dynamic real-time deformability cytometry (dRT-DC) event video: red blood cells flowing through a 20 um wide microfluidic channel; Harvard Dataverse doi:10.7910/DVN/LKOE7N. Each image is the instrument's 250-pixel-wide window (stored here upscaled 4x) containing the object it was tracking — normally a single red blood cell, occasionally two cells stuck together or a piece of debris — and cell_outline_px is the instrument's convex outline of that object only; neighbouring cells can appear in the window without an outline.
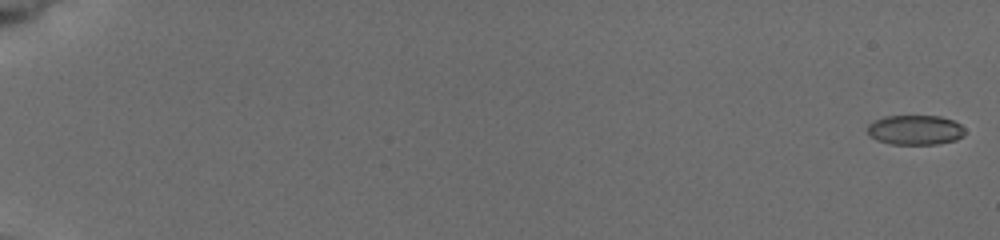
{"species": "common noctule bat (a hibernating species)", "species_latin": "Nyctalus noctula", "temperature_condition": "cold", "stored_images_in_passage": 14, "camera_frame_rate_fps": 3000, "um_per_image_px": 0.085, "animal": {"sex": "female", "body_mass_g": 19.5, "forearm_length_mm": 54.1}, "frame": {"image": 1, "passage_image": 1, "time_ms": 0.0, "image_size_px": [1000, 240], "cell_outline_px": [[964, 132], [956, 140], [936, 144], [892, 144], [876, 140], [868, 132], [868, 124], [884, 116], [940, 116], [952, 120], [960, 124], [964, 128]], "centroid_in_image_um": [77.78, 11.04], "position_along_channel_um": 7.2, "area_um2": 16.7}}
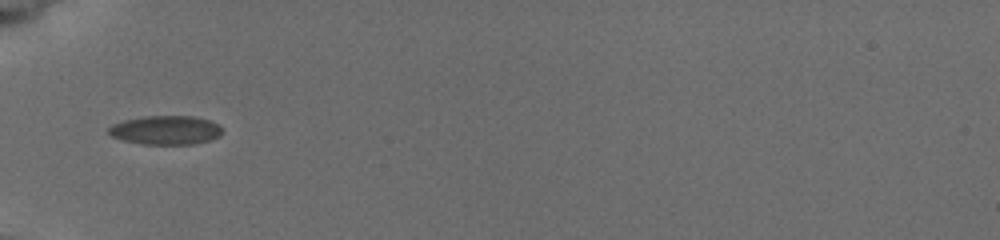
{"frame": {"image": 2, "passage_image": 10, "time_ms": 7.0, "image_size_px": [1000, 240], "cell_outline_px": [[220, 136], [208, 140], [192, 144], [144, 144], [124, 140], [112, 136], [108, 132], [108, 128], [112, 124], [124, 120], [144, 116], [192, 116], [208, 120], [216, 124], [220, 128]], "centroid_in_image_um": [14.04, 11.05], "position_along_channel_um": 71.0, "area_um2": 18.84}}
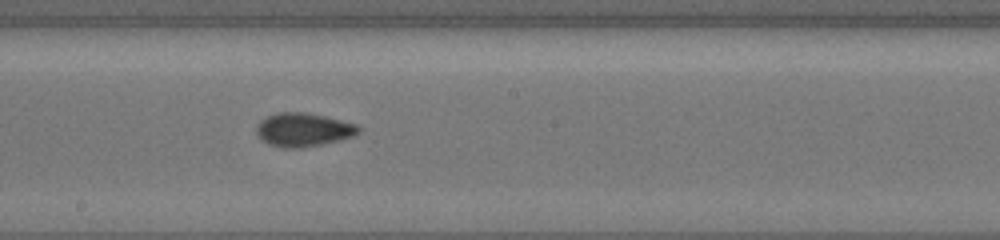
{"frame": {"image": 3, "passage_image": 14, "time_ms": 11.0, "image_size_px": [1000, 240], "cell_outline_px": [[360, 132], [352, 136], [340, 140], [300, 148], [284, 148], [268, 144], [256, 132], [256, 128], [260, 120], [268, 116], [280, 112], [304, 112], [324, 116], [356, 124], [360, 128]], "centroid_in_image_um": [25.78, 11.03], "position_along_channel_um": 222.4, "area_um2": 19.71}}